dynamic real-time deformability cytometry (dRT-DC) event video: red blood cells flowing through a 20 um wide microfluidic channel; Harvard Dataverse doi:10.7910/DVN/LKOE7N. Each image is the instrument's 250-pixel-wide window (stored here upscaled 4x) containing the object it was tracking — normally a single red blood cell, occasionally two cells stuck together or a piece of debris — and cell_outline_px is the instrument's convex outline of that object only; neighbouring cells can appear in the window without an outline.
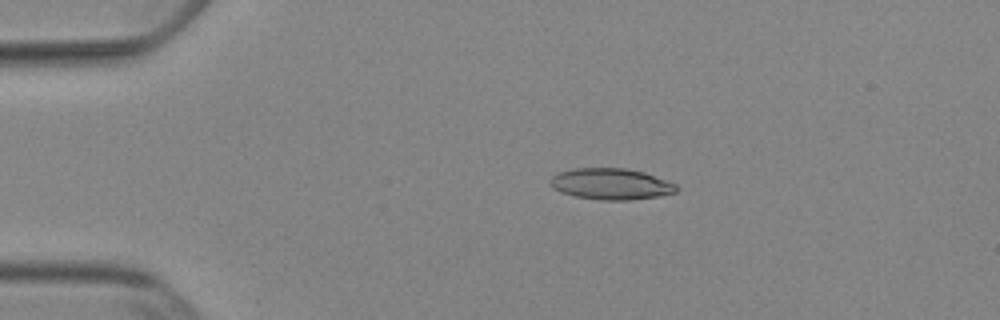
{"species": "Egyptian fruit bat (a non-hibernating species)", "species_latin": "Rousettus aegyptiacus", "temperature_condition": "cold", "stored_images_in_passage": 41, "camera_frame_rate_fps": 3000, "um_per_image_px": 0.085, "animal": {"sex": "female"}, "frame": {"image": 1, "passage_image": 7, "time_ms": 2.0, "image_size_px": [1000, 320], "cell_outline_px": [[676, 192], [660, 196], [632, 200], [600, 200], [576, 196], [560, 192], [552, 188], [548, 184], [548, 180], [552, 176], [560, 172], [572, 168], [624, 168], [644, 172], [676, 184]], "centroid_in_image_um": [51.89, 15.64], "position_along_channel_um": 33.1, "area_um2": 23.06}}
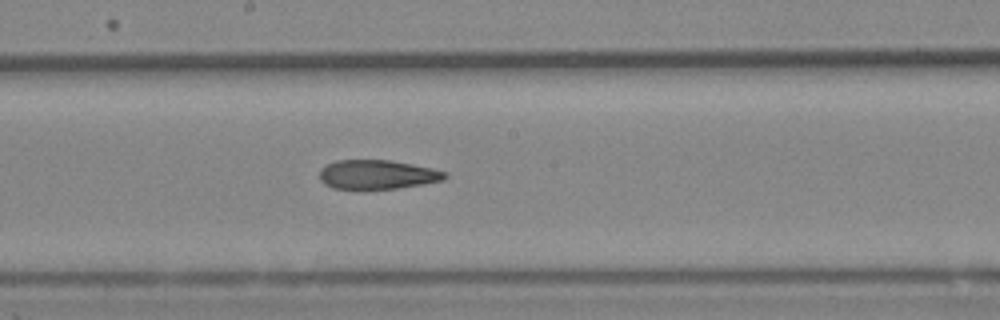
{"frame": {"image": 2, "passage_image": 25, "time_ms": 8.0, "image_size_px": [1000, 320], "cell_outline_px": [[448, 176], [444, 180], [396, 188], [364, 192], [360, 192], [332, 188], [324, 184], [320, 180], [320, 168], [336, 160], [392, 160], [432, 168], [448, 172]], "centroid_in_image_um": [32.02, 14.88], "position_along_channel_um": 216.2, "area_um2": 22.14}}
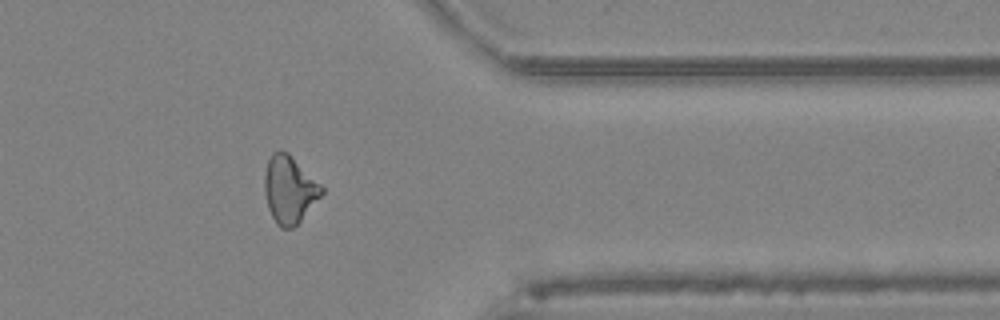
{"frame": {"image": 3, "passage_image": 39, "time_ms": 12.667, "image_size_px": [1000, 320], "cell_outline_px": [[324, 192], [300, 220], [292, 228], [280, 228], [276, 224], [268, 208], [264, 192], [264, 172], [268, 160], [272, 152], [280, 148], [288, 152], [324, 188]], "centroid_in_image_um": [24.56, 16.08], "position_along_channel_um": 386.8, "area_um2": 22.37}, "authors_computed_cell_mechanics": {"area_um2": 22.4264, "velocity_mm_per_s": 3.8948, "shape_relaxation_time_tau1_ms": null, "shape_relaxation_time_tau2_ms": 3.4233, "deformation_change_tau1": null, "deformation_change_tau2": 0.1215}}